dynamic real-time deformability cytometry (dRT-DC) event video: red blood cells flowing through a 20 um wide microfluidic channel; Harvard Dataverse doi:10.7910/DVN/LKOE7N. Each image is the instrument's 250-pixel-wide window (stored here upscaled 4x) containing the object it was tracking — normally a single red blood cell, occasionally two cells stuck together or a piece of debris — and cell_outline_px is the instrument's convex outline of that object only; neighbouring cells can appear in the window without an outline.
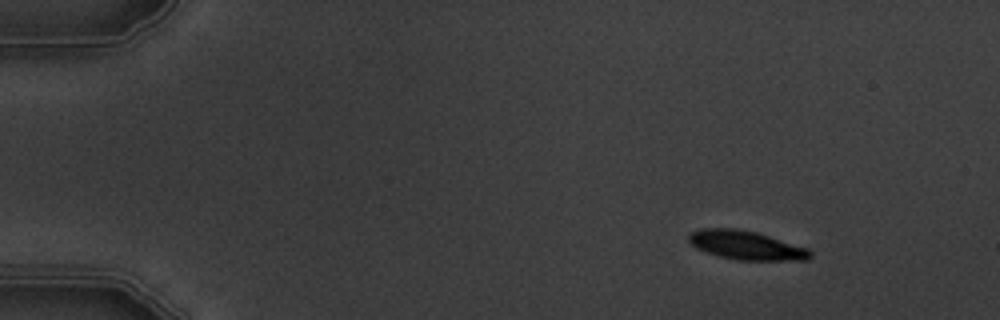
{"species": "common noctule bat (a hibernating species)", "species_latin": "Nyctalus noctula", "temperature_condition": "warm", "stored_images_in_passage": 5, "camera_frame_rate_fps": 3000, "um_per_image_px": 0.085, "animal": {"sex": "male", "body_mass_g": 19.5, "forearm_length_mm": 54.6}, "frame": {"image": 1, "passage_image": 1, "time_ms": 0.0, "image_size_px": [1000, 320], "cell_outline_px": [[812, 256], [808, 260], [736, 260], [720, 256], [696, 248], [688, 240], [688, 232], [700, 228], [736, 228], [756, 232], [808, 248], [812, 252]], "centroid_in_image_um": [63.41, 20.84], "position_along_channel_um": 21.6, "area_um2": 20.46}}